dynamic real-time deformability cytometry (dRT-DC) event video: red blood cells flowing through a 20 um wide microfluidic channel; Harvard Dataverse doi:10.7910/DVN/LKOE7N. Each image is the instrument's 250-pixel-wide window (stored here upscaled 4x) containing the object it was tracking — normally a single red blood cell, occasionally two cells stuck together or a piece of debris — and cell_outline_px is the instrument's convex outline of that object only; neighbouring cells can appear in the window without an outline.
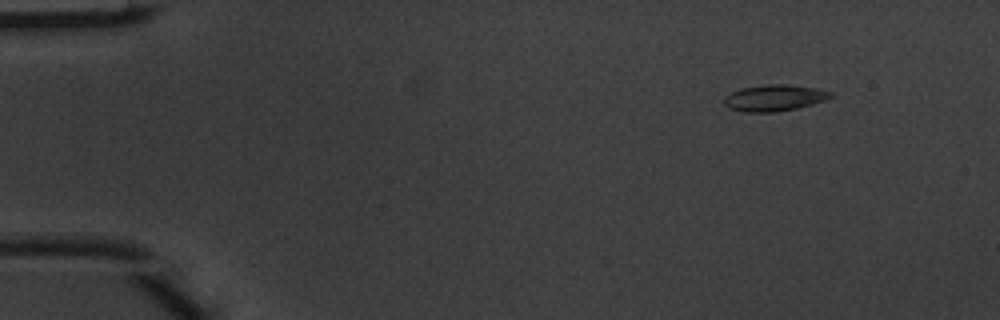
{"species": "common noctule bat (a hibernating species)", "species_latin": "Nyctalus noctula", "temperature_condition": "warm", "stored_images_in_passage": 7, "camera_frame_rate_fps": 3000, "um_per_image_px": 0.085, "animal": {"sex": "male", "body_mass_g": 20.1, "forearm_length_mm": 53.5}, "frame": {"image": 1, "passage_image": 2, "time_ms": 0.333, "image_size_px": [1000, 320], "cell_outline_px": [[832, 96], [824, 100], [812, 104], [796, 108], [772, 112], [744, 112], [728, 108], [724, 104], [724, 96], [740, 88], [764, 84], [788, 84], [816, 88], [832, 92]], "centroid_in_image_um": [65.77, 8.31], "position_along_channel_um": 19.2, "area_um2": 16.36}}
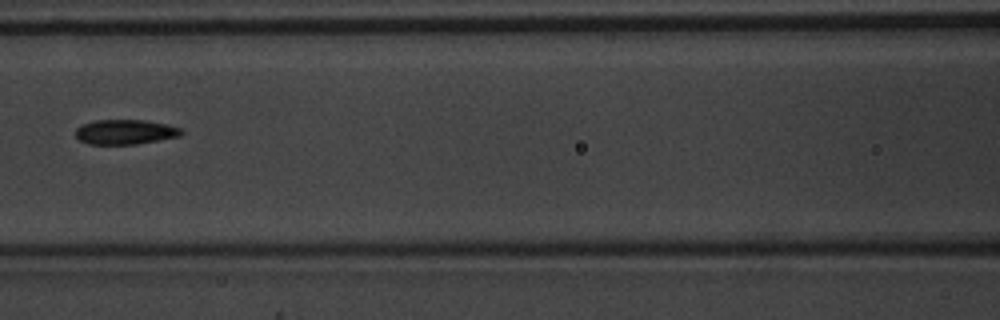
{"frame": {"image": 2, "passage_image": 6, "time_ms": 1.667, "image_size_px": [1000, 320], "cell_outline_px": [[184, 132], [180, 136], [160, 140], [136, 144], [88, 144], [80, 140], [76, 136], [76, 128], [80, 124], [96, 120], [144, 120], [164, 124], [180, 128]], "centroid_in_image_um": [10.62, 11.21], "position_along_channel_um": 156.0, "area_um2": 15.26}}
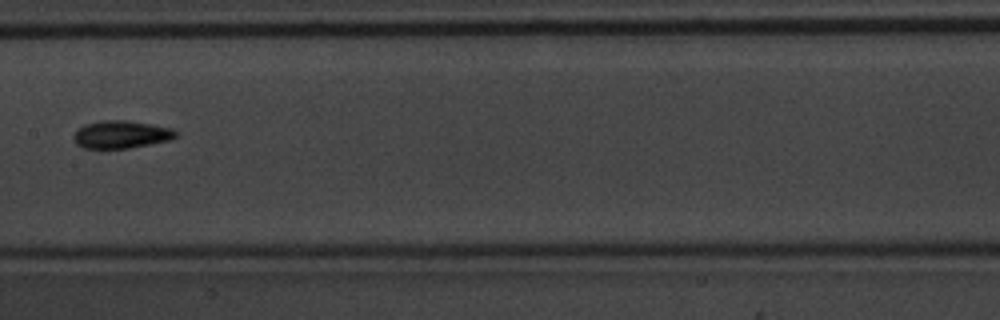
{"frame": {"image": 3, "passage_image": 7, "time_ms": 2.0, "image_size_px": [1000, 320], "cell_outline_px": [[180, 136], [172, 140], [128, 148], [84, 148], [76, 144], [72, 140], [72, 136], [84, 124], [104, 120], [124, 120], [152, 124], [172, 128]], "centroid_in_image_um": [10.32, 11.43], "position_along_channel_um": 197.1, "area_um2": 16.59}}